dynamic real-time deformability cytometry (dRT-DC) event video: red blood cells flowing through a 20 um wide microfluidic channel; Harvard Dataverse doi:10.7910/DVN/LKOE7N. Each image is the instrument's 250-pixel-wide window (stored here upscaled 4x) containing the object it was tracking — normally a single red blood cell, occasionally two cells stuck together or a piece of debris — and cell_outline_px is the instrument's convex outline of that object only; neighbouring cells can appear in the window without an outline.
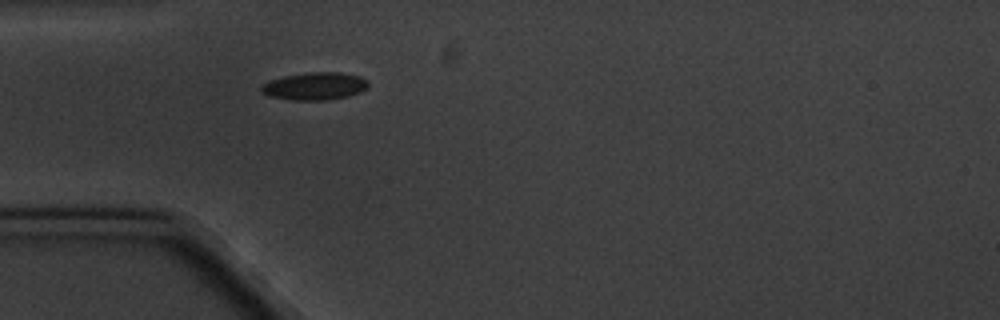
{"species": "common noctule bat (a hibernating species)", "species_latin": "Nyctalus noctula", "temperature_condition": "cold", "stored_images_in_passage": 1, "camera_frame_rate_fps": 3000, "um_per_image_px": 0.085, "animal": {"sex": "male", "body_mass_g": 20.1, "forearm_length_mm": 53.5}, "frame": {"image": 1, "passage_image": 1, "time_ms": 0.0, "image_size_px": [1000, 320], "cell_outline_px": [[368, 88], [360, 92], [348, 96], [328, 100], [292, 100], [268, 96], [260, 92], [260, 88], [264, 84], [272, 80], [284, 76], [308, 72], [340, 72], [360, 76], [368, 80]], "centroid_in_image_um": [26.78, 7.32], "position_along_channel_um": 58.2, "area_um2": 17.28}}